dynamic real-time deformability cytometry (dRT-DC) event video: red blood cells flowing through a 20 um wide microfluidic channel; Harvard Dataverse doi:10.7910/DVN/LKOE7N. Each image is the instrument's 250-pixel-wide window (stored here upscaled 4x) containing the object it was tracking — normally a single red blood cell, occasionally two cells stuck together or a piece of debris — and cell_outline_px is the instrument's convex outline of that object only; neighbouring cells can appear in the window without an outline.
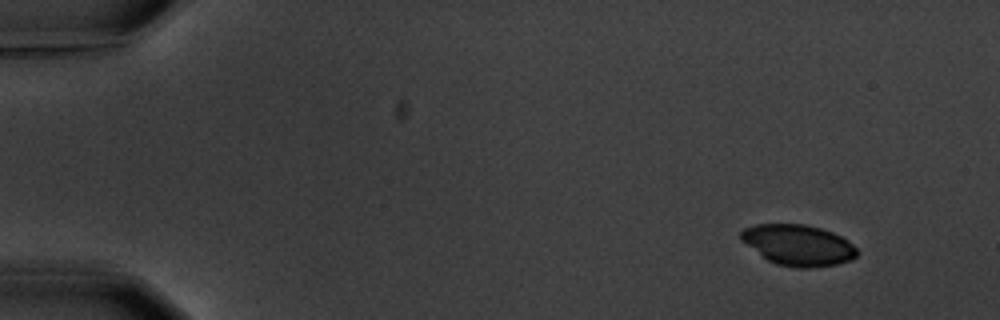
{"species": "common noctule bat (a hibernating species)", "species_latin": "Nyctalus noctula", "temperature_condition": "warm", "stored_images_in_passage": 5, "segment_of_instrument_passage": [1, 2], "camera_frame_rate_fps": 3000, "um_per_image_px": 0.085, "animal": {"sex": "male", "body_mass_g": 20.1, "forearm_length_mm": 53.5}, "frame": {"image": 1, "passage_image": 1, "time_ms": 0.0, "image_size_px": [1000, 320], "cell_outline_px": [[860, 252], [852, 260], [836, 264], [808, 268], [796, 268], [776, 264], [768, 260], [740, 240], [740, 232], [744, 228], [756, 224], [804, 224], [820, 228], [832, 232], [848, 240]], "centroid_in_image_um": [67.85, 20.83], "position_along_channel_um": 17.1, "area_um2": 27.69}}